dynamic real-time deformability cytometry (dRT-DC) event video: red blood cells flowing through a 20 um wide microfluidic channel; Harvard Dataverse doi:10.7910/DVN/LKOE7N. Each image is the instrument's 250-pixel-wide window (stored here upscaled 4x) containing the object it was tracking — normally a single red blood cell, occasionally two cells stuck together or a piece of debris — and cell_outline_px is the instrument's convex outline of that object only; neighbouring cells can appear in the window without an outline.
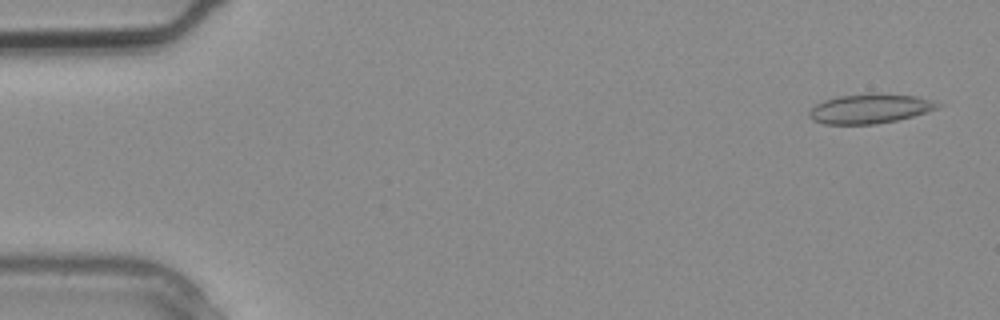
{"species": "common noctule bat (a hibernating species)", "species_latin": "Nyctalus noctula", "temperature_condition": "warm", "stored_images_in_passage": 11, "camera_frame_rate_fps": 3000, "um_per_image_px": 0.085, "animal": {"sex": "male", "body_mass_g": 20.4}, "frame": {"image": 1, "passage_image": 1, "time_ms": 0.0, "image_size_px": [1000, 320], "cell_outline_px": [[944, 104], [936, 108], [912, 116], [896, 120], [876, 124], [824, 124], [812, 120], [808, 116], [808, 112], [816, 104], [824, 100], [836, 96], [868, 92], [876, 92], [916, 96]], "centroid_in_image_um": [73.9, 9.21], "position_along_channel_um": 11.1, "area_um2": 22.31}}
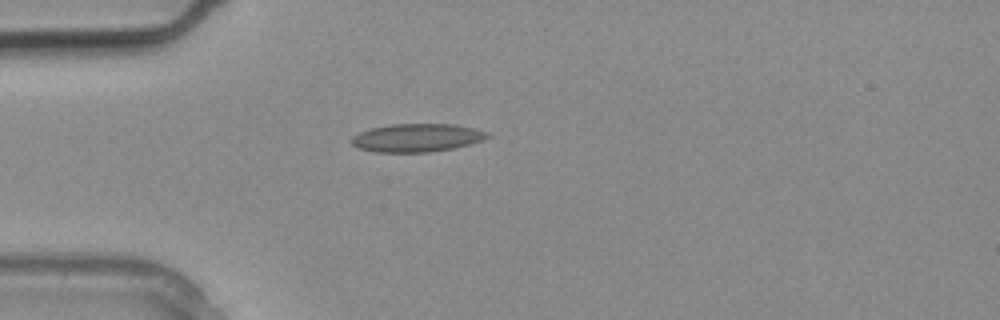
{"frame": {"image": 2, "passage_image": 7, "time_ms": 2.0, "image_size_px": [1000, 320], "cell_outline_px": [[492, 136], [484, 140], [452, 148], [428, 152], [376, 152], [360, 148], [352, 144], [352, 136], [360, 132], [372, 128], [392, 124], [456, 124], [488, 132]], "centroid_in_image_um": [35.46, 11.7], "position_along_channel_um": 49.5, "area_um2": 22.14}}
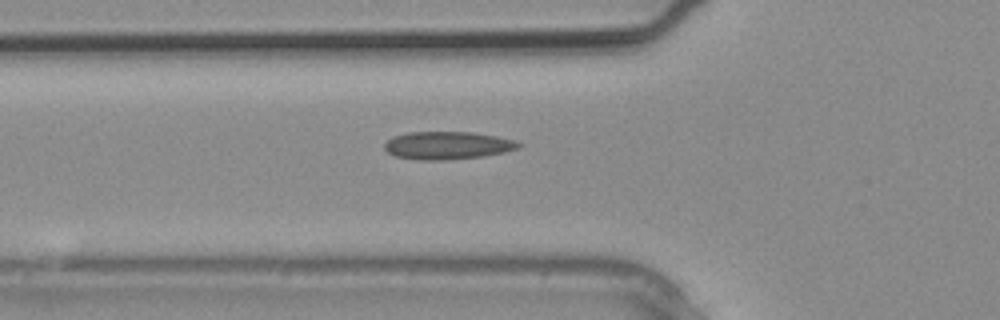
{"frame": {"image": 3, "passage_image": 9, "time_ms": 2.667, "image_size_px": [1000, 320], "cell_outline_px": [[524, 144], [520, 148], [504, 152], [484, 156], [444, 160], [420, 160], [396, 156], [388, 152], [384, 148], [384, 144], [392, 136], [408, 132], [472, 132], [496, 136], [516, 140]], "centroid_in_image_um": [38.07, 12.35], "position_along_channel_um": 87.7, "area_um2": 21.85}}